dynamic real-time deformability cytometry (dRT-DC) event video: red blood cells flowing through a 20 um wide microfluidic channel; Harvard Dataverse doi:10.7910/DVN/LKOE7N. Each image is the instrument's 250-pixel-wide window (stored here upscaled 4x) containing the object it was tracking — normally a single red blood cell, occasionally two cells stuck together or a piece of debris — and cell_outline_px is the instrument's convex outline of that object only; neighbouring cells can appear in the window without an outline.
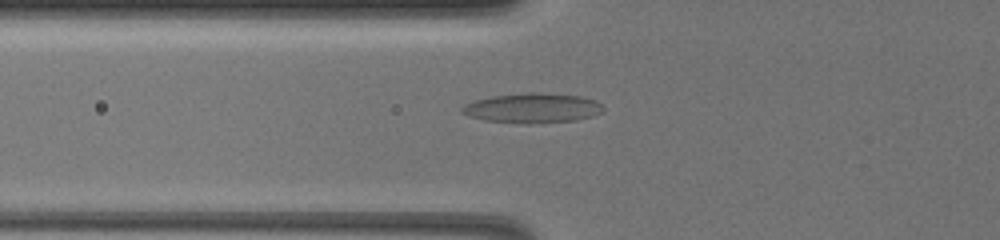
{"species": "common noctule bat (a hibernating species)", "species_latin": "Nyctalus noctula", "temperature_condition": "warm", "stored_images_in_passage": 70, "camera_frame_rate_fps": 3000, "um_per_image_px": 0.085, "animal": {"sex": "female", "body_mass_g": 19.5, "forearm_length_mm": 54.1}, "frame": {"image": 1, "passage_image": 30, "time_ms": 9.667, "image_size_px": [1000, 240], "cell_outline_px": [[604, 112], [592, 116], [576, 120], [532, 124], [524, 124], [484, 120], [468, 116], [460, 112], [460, 108], [464, 104], [476, 100], [492, 96], [528, 92], [532, 92], [580, 96], [596, 100], [604, 108]], "centroid_in_image_um": [45.25, 9.19], "position_along_channel_um": 80.6, "area_um2": 24.68}}
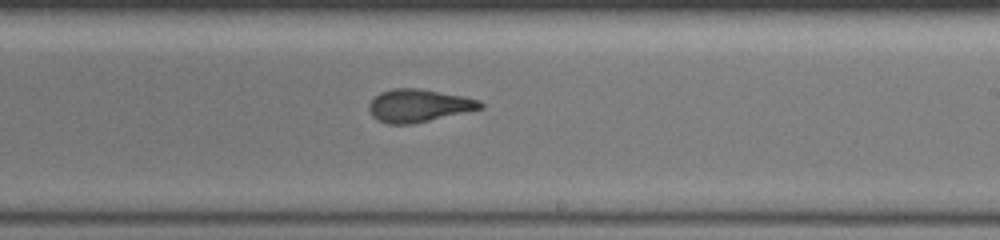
{"frame": {"image": 2, "passage_image": 46, "time_ms": 15.0, "image_size_px": [1000, 240], "cell_outline_px": [[484, 108], [412, 124], [388, 124], [376, 120], [372, 116], [368, 108], [368, 104], [380, 92], [392, 88], [420, 88], [464, 96], [480, 100], [484, 104]], "centroid_in_image_um": [35.58, 8.97], "position_along_channel_um": 253.4, "area_um2": 21.44}}
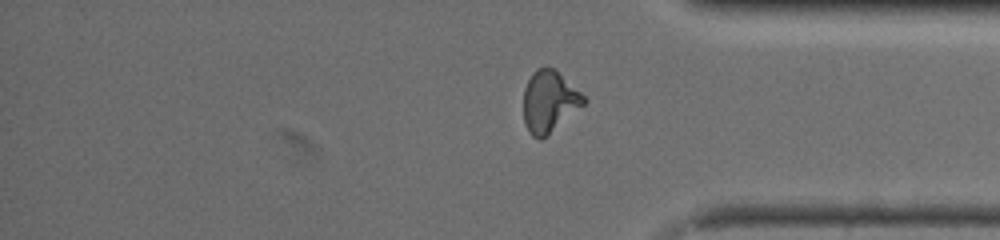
{"frame": {"image": 3, "passage_image": 59, "time_ms": 19.333, "image_size_px": [1000, 240], "cell_outline_px": [[588, 100], [584, 104], [540, 140], [532, 136], [528, 132], [524, 120], [524, 88], [532, 72], [536, 68], [552, 68], [580, 92]], "centroid_in_image_um": [46.65, 8.63], "position_along_channel_um": 388.5, "area_um2": 20.98}, "authors_computed_cell_mechanics": {"area_um2": 22.0218, "velocity_mm_per_s": 3.2375, "shape_relaxation_time_tau1_ms": null, "shape_relaxation_time_tau2_ms": 1.573, "deformation_change_tau1": null, "deformation_change_tau2": 0.0887}}